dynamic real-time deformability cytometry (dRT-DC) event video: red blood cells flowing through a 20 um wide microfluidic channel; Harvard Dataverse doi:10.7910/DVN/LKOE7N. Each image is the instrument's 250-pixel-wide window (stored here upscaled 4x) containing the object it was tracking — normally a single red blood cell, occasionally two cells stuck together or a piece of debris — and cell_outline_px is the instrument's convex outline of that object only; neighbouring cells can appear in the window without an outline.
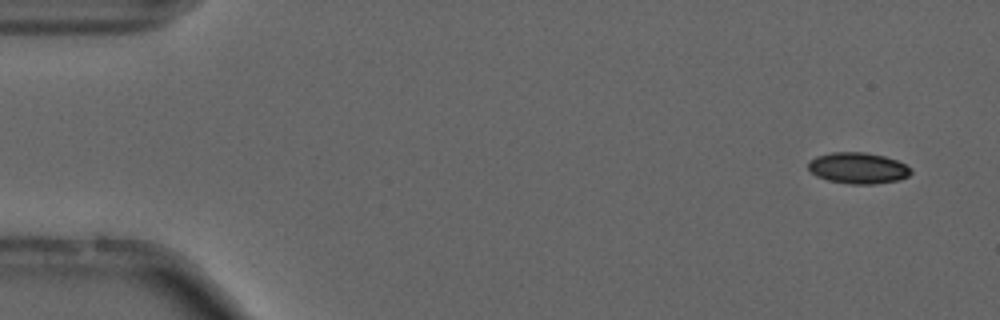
{"species": "common noctule bat (a hibernating species)", "species_latin": "Nyctalus noctula", "temperature_condition": "cold", "stored_images_in_passage": 52, "camera_frame_rate_fps": 3000, "um_per_image_px": 0.085, "animal": {"sex": "male", "forearm_length_mm": 52.5}, "frame": {"image": 1, "passage_image": 1, "time_ms": 0.0, "image_size_px": [1000, 320], "cell_outline_px": [[912, 172], [908, 176], [900, 180], [876, 184], [848, 184], [828, 180], [816, 176], [808, 168], [808, 160], [816, 156], [832, 152], [864, 152], [884, 156], [896, 160], [912, 168]], "centroid_in_image_um": [72.93, 14.29], "position_along_channel_um": 12.1, "area_um2": 18.79}}
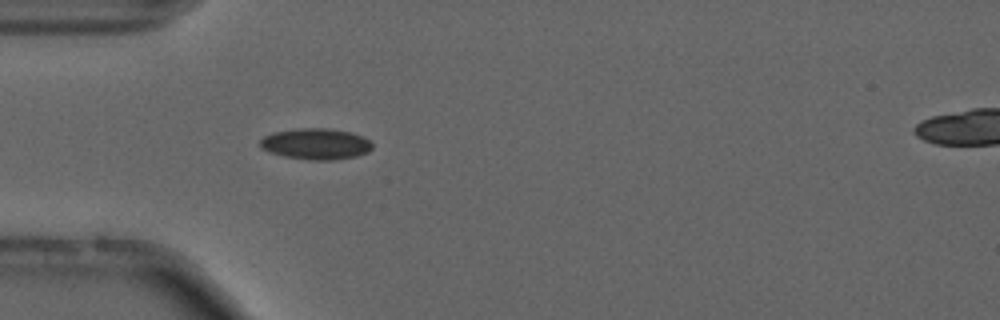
{"frame": {"image": 2, "passage_image": 14, "time_ms": 4.333, "image_size_px": [1000, 320], "cell_outline_px": [[372, 148], [368, 152], [356, 156], [332, 160], [316, 160], [284, 156], [260, 148], [260, 140], [264, 136], [272, 132], [296, 128], [332, 128], [352, 132], [364, 136], [372, 144]], "centroid_in_image_um": [26.86, 12.21], "position_along_channel_um": 58.1, "area_um2": 20.4}}
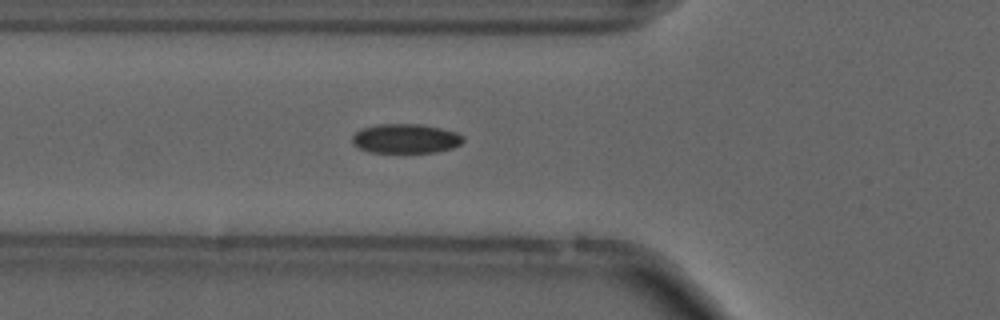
{"frame": {"image": 3, "passage_image": 17, "time_ms": 5.333, "image_size_px": [1000, 320], "cell_outline_px": [[464, 140], [460, 144], [452, 148], [436, 152], [368, 152], [352, 144], [352, 136], [356, 132], [364, 128], [380, 124], [420, 124], [440, 128], [456, 132], [464, 136]], "centroid_in_image_um": [34.49, 11.78], "position_along_channel_um": 91.3, "area_um2": 18.9}, "authors_computed_cell_mechanics": {"area_um2": 18.6405, "velocity_mm_per_s": 3.727, "shape_relaxation_time_tau1_ms": null, "shape_relaxation_time_tau2_ms": 3.6461, "deformation_change_tau1": null, "deformation_change_tau2": 0.089}}